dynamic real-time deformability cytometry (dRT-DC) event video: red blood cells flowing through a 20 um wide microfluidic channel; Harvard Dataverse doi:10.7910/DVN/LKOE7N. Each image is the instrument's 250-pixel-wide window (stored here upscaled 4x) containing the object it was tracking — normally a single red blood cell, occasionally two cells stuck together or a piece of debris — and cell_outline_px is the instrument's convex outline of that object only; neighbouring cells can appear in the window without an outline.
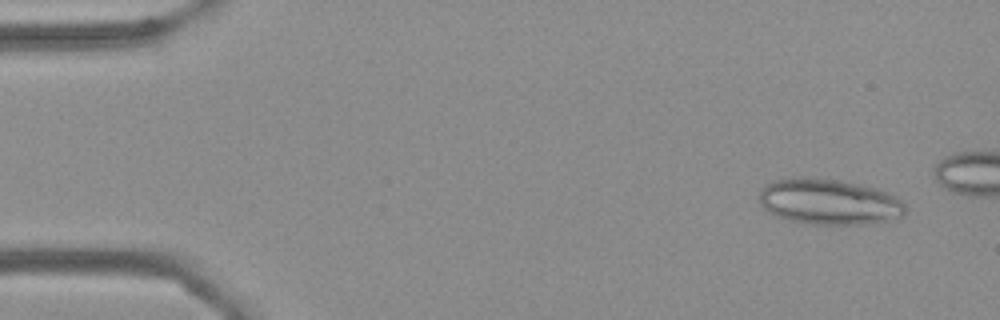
{"species": "Egyptian fruit bat (a non-hibernating species)", "species_latin": "Rousettus aegyptiacus", "temperature_condition": "cold", "stored_images_in_passage": 15, "camera_frame_rate_fps": 3000, "um_per_image_px": 0.085, "frame": {"image": 1, "passage_image": 3, "time_ms": 0.667, "image_size_px": [1000, 320], "cell_outline_px": [[904, 212], [900, 216], [888, 220], [856, 224], [808, 224], [788, 220], [776, 216], [768, 212], [760, 204], [760, 192], [772, 180], [792, 176], [804, 176], [840, 180], [876, 188], [896, 196], [904, 204]], "centroid_in_image_um": [70.4, 17.13], "position_along_channel_um": 14.6, "area_um2": 38.9}}